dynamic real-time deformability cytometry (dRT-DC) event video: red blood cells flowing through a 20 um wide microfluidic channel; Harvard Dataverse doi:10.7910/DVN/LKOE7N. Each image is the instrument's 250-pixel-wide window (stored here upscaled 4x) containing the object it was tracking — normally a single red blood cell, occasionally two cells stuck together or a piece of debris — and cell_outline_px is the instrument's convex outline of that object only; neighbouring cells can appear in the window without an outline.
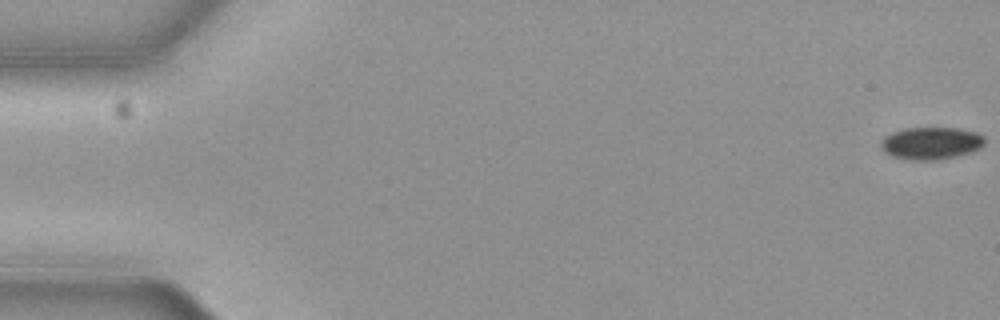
{"species": "common noctule bat (a hibernating species)", "species_latin": "Nyctalus noctula", "temperature_condition": "cold", "stored_images_in_passage": 9, "camera_frame_rate_fps": 3000, "um_per_image_px": 0.085, "animal": {"sex": "female", "body_mass_g": 19.3, "forearm_length_mm": 54.1}, "frame": {"image": 1, "passage_image": 1, "time_ms": 0.0, "image_size_px": [1000, 320], "cell_outline_px": [[984, 144], [980, 148], [968, 152], [952, 156], [932, 160], [912, 160], [892, 156], [884, 152], [880, 144], [884, 136], [892, 132], [904, 128], [956, 128], [976, 132], [984, 136]], "centroid_in_image_um": [79.1, 12.16], "position_along_channel_um": 5.9, "area_um2": 19.31}}